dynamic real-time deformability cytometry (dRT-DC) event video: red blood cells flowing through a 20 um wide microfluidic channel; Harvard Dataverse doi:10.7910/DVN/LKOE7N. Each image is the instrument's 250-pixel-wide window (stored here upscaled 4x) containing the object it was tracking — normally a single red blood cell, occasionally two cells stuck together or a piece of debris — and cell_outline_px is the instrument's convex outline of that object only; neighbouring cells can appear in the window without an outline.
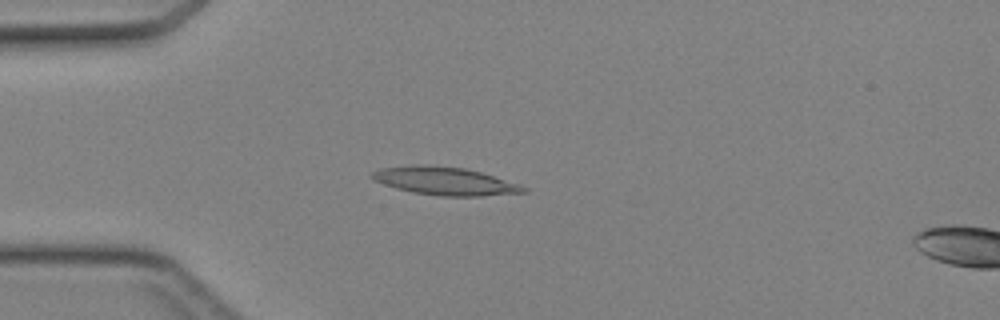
{"species": "Egyptian fruit bat (a non-hibernating species)", "species_latin": "Rousettus aegyptiacus", "temperature_condition": "cold", "stored_images_in_passage": 44, "camera_frame_rate_fps": 3000, "um_per_image_px": 0.085, "animal": {"sex": "female"}, "frame": {"image": 1, "passage_image": 11, "time_ms": 3.333, "image_size_px": [1000, 320], "cell_outline_px": [[528, 192], [480, 196], [440, 196], [412, 192], [396, 188], [372, 180], [368, 176], [372, 172], [380, 168], [416, 164], [424, 164], [464, 168], [480, 172], [520, 184], [528, 188]], "centroid_in_image_um": [37.78, 15.38], "position_along_channel_um": 47.2, "area_um2": 24.85}}
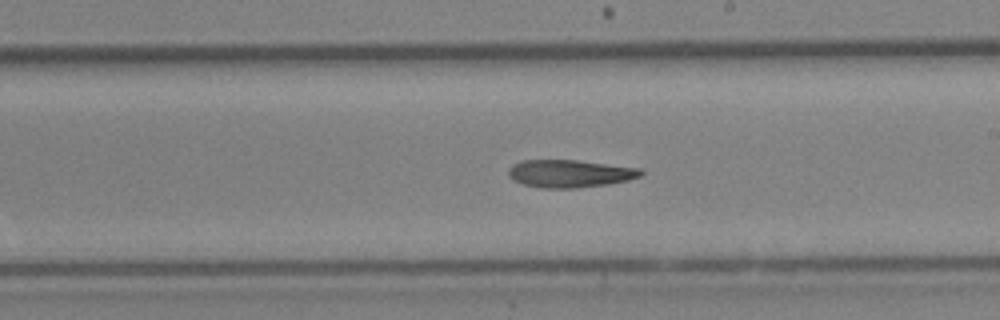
{"frame": {"image": 2, "passage_image": 25, "time_ms": 8.0, "image_size_px": [1000, 320], "cell_outline_px": [[644, 172], [640, 176], [628, 180], [608, 184], [576, 188], [540, 188], [524, 184], [512, 180], [508, 176], [508, 168], [512, 164], [520, 160], [576, 160], [644, 168]], "centroid_in_image_um": [48.43, 14.75], "position_along_channel_um": 240.6, "area_um2": 21.62}}
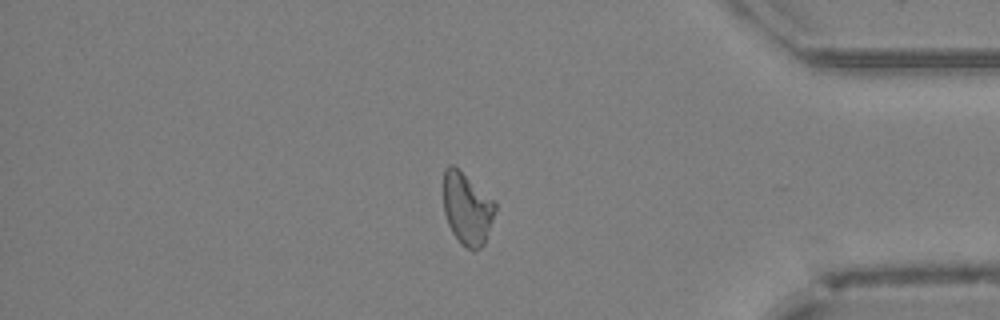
{"frame": {"image": 3, "passage_image": 37, "time_ms": 12.0, "image_size_px": [1000, 320], "cell_outline_px": [[496, 208], [484, 244], [480, 248], [468, 248], [460, 244], [452, 232], [448, 224], [444, 212], [444, 168], [448, 164], [452, 164], [496, 200]], "centroid_in_image_um": [39.7, 17.71], "position_along_channel_um": 395.5, "area_um2": 21.68}}